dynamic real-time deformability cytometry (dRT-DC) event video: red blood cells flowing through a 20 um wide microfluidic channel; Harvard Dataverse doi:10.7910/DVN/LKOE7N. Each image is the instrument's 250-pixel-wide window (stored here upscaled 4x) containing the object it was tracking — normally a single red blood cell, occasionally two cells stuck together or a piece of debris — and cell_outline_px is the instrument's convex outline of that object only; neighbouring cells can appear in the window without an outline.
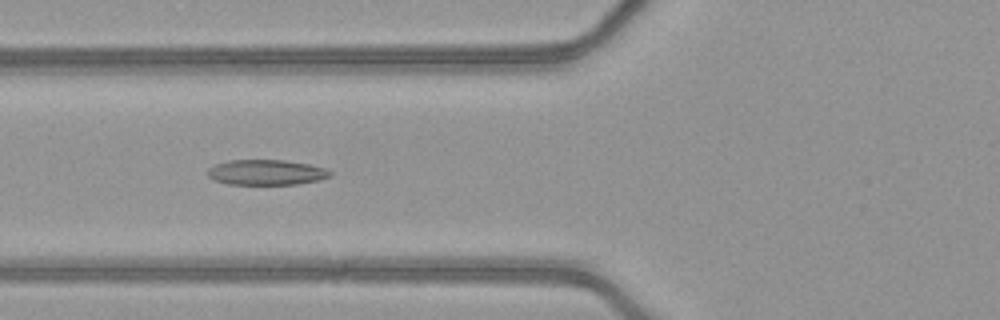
{"species": "common noctule bat (a hibernating species)", "species_latin": "Nyctalus noctula", "temperature_condition": "warm", "stored_images_in_passage": 50, "camera_frame_rate_fps": 3000, "um_per_image_px": 0.085, "animal": {"sex": "female", "body_mass_g": 21.9}, "frame": {"image": 1, "passage_image": 20, "time_ms": 6.333, "image_size_px": [1000, 320], "cell_outline_px": [[332, 176], [320, 180], [296, 184], [228, 184], [212, 180], [208, 176], [208, 168], [216, 164], [228, 160], [284, 160], [308, 164], [324, 168], [332, 172]], "centroid_in_image_um": [22.63, 14.65], "position_along_channel_um": 103.2, "area_um2": 18.09}}
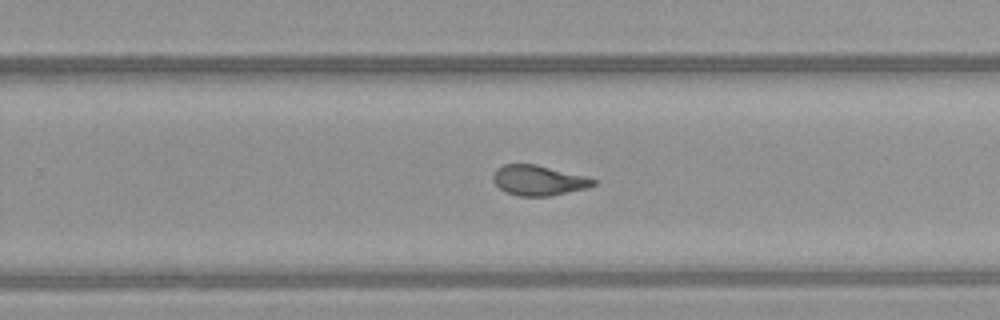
{"frame": {"image": 2, "passage_image": 33, "time_ms": 10.667, "image_size_px": [1000, 320], "cell_outline_px": [[596, 184], [588, 188], [552, 196], [520, 196], [508, 192], [500, 188], [492, 180], [492, 176], [496, 168], [504, 164], [536, 164], [588, 176], [596, 180]], "centroid_in_image_um": [45.81, 15.32], "position_along_channel_um": 284.0, "area_um2": 17.8}}
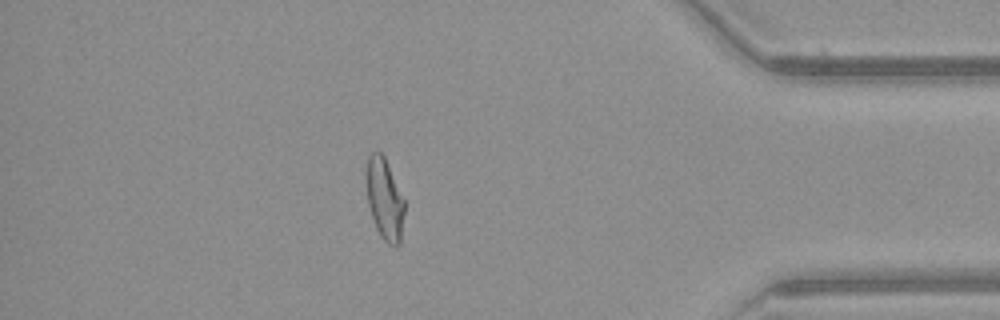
{"frame": {"image": 3, "passage_image": 44, "time_ms": 14.333, "image_size_px": [1000, 320], "cell_outline_px": [[404, 212], [400, 244], [396, 248], [388, 244], [380, 236], [376, 228], [368, 204], [364, 172], [368, 156], [372, 152], [380, 152], [384, 156], [404, 200]], "centroid_in_image_um": [32.66, 16.93], "position_along_channel_um": 402.5, "area_um2": 18.26}, "authors_computed_cell_mechanics": {"area_um2": 18.7272, "velocity_mm_per_s": 4.1684, "shape_relaxation_time_tau1_ms": 10.5996, "shape_relaxation_time_tau2_ms": 1.3039, "deformation_change_tau1": 0.3068, "deformation_change_tau2": 0.0873}}